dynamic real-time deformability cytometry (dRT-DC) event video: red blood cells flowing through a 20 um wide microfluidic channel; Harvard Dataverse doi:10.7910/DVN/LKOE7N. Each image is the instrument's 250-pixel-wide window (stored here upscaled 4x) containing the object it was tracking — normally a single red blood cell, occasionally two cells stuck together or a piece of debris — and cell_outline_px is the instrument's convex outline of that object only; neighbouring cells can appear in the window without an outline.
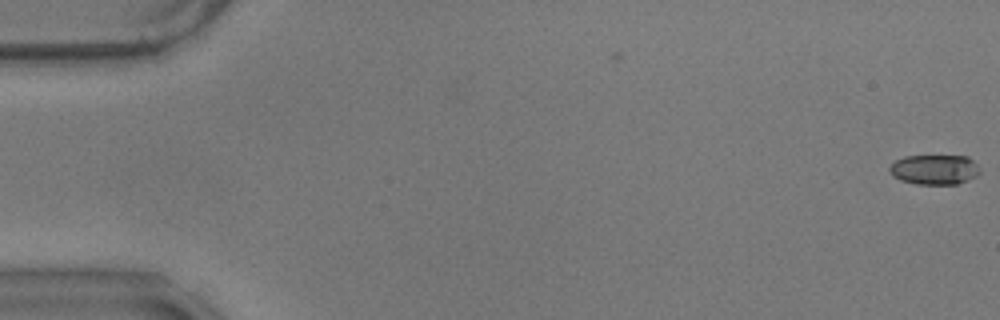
{"species": "common noctule bat (a hibernating species)", "species_latin": "Nyctalus noctula", "temperature_condition": "warm", "stored_images_in_passage": 3, "camera_frame_rate_fps": 3000, "um_per_image_px": 0.085, "animal": {"sex": "male", "body_mass_g": 17.9}, "frame": {"image": 1, "passage_image": 3, "time_ms": 0.667, "image_size_px": [1000, 320], "cell_outline_px": [[980, 172], [976, 176], [968, 180], [956, 184], [916, 184], [900, 180], [892, 176], [888, 172], [888, 168], [896, 160], [904, 156], [968, 156], [976, 164]], "centroid_in_image_um": [79.39, 14.41], "position_along_channel_um": 5.6, "area_um2": 15.78}}